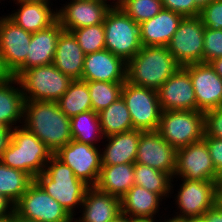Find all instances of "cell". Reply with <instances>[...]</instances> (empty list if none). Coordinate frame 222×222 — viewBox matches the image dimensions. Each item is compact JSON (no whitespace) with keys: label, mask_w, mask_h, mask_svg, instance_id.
I'll use <instances>...</instances> for the list:
<instances>
[{"label":"cell","mask_w":222,"mask_h":222,"mask_svg":"<svg viewBox=\"0 0 222 222\" xmlns=\"http://www.w3.org/2000/svg\"><path fill=\"white\" fill-rule=\"evenodd\" d=\"M22 126L38 137L52 154L72 140L70 118L57 102L25 101Z\"/></svg>","instance_id":"cell-1"},{"label":"cell","mask_w":222,"mask_h":222,"mask_svg":"<svg viewBox=\"0 0 222 222\" xmlns=\"http://www.w3.org/2000/svg\"><path fill=\"white\" fill-rule=\"evenodd\" d=\"M44 191L53 197L74 218L81 208L89 186L79 180L73 170L54 154L45 166L44 172L34 179ZM76 210V211H75Z\"/></svg>","instance_id":"cell-2"},{"label":"cell","mask_w":222,"mask_h":222,"mask_svg":"<svg viewBox=\"0 0 222 222\" xmlns=\"http://www.w3.org/2000/svg\"><path fill=\"white\" fill-rule=\"evenodd\" d=\"M180 67L166 46H142L127 63V81L157 91Z\"/></svg>","instance_id":"cell-3"},{"label":"cell","mask_w":222,"mask_h":222,"mask_svg":"<svg viewBox=\"0 0 222 222\" xmlns=\"http://www.w3.org/2000/svg\"><path fill=\"white\" fill-rule=\"evenodd\" d=\"M52 155L38 137L18 124L12 131L11 141L0 161L8 167L24 171L35 179L44 172Z\"/></svg>","instance_id":"cell-4"},{"label":"cell","mask_w":222,"mask_h":222,"mask_svg":"<svg viewBox=\"0 0 222 222\" xmlns=\"http://www.w3.org/2000/svg\"><path fill=\"white\" fill-rule=\"evenodd\" d=\"M25 101L57 102L73 79L63 74L53 63L31 67L17 77Z\"/></svg>","instance_id":"cell-5"},{"label":"cell","mask_w":222,"mask_h":222,"mask_svg":"<svg viewBox=\"0 0 222 222\" xmlns=\"http://www.w3.org/2000/svg\"><path fill=\"white\" fill-rule=\"evenodd\" d=\"M105 49L128 63L142 48L139 24L121 9H110L104 19Z\"/></svg>","instance_id":"cell-6"},{"label":"cell","mask_w":222,"mask_h":222,"mask_svg":"<svg viewBox=\"0 0 222 222\" xmlns=\"http://www.w3.org/2000/svg\"><path fill=\"white\" fill-rule=\"evenodd\" d=\"M157 131L176 149L201 141L205 134L204 112L197 110L162 111Z\"/></svg>","instance_id":"cell-7"},{"label":"cell","mask_w":222,"mask_h":222,"mask_svg":"<svg viewBox=\"0 0 222 222\" xmlns=\"http://www.w3.org/2000/svg\"><path fill=\"white\" fill-rule=\"evenodd\" d=\"M121 97L129 110L135 130L154 131L158 129L162 109L156 90L133 85L126 80Z\"/></svg>","instance_id":"cell-8"},{"label":"cell","mask_w":222,"mask_h":222,"mask_svg":"<svg viewBox=\"0 0 222 222\" xmlns=\"http://www.w3.org/2000/svg\"><path fill=\"white\" fill-rule=\"evenodd\" d=\"M14 212L36 222H73V217L35 180L14 205Z\"/></svg>","instance_id":"cell-9"},{"label":"cell","mask_w":222,"mask_h":222,"mask_svg":"<svg viewBox=\"0 0 222 222\" xmlns=\"http://www.w3.org/2000/svg\"><path fill=\"white\" fill-rule=\"evenodd\" d=\"M181 180L177 193L174 195V218L183 220L186 218L203 217V214L216 203V181Z\"/></svg>","instance_id":"cell-10"},{"label":"cell","mask_w":222,"mask_h":222,"mask_svg":"<svg viewBox=\"0 0 222 222\" xmlns=\"http://www.w3.org/2000/svg\"><path fill=\"white\" fill-rule=\"evenodd\" d=\"M204 31L199 16L183 17L180 21L166 47L181 67L203 62Z\"/></svg>","instance_id":"cell-11"},{"label":"cell","mask_w":222,"mask_h":222,"mask_svg":"<svg viewBox=\"0 0 222 222\" xmlns=\"http://www.w3.org/2000/svg\"><path fill=\"white\" fill-rule=\"evenodd\" d=\"M71 140L61 147L54 155L68 165L75 176L95 187L101 171V148Z\"/></svg>","instance_id":"cell-12"},{"label":"cell","mask_w":222,"mask_h":222,"mask_svg":"<svg viewBox=\"0 0 222 222\" xmlns=\"http://www.w3.org/2000/svg\"><path fill=\"white\" fill-rule=\"evenodd\" d=\"M217 176L206 142L203 139L177 149L173 178L216 181Z\"/></svg>","instance_id":"cell-13"},{"label":"cell","mask_w":222,"mask_h":222,"mask_svg":"<svg viewBox=\"0 0 222 222\" xmlns=\"http://www.w3.org/2000/svg\"><path fill=\"white\" fill-rule=\"evenodd\" d=\"M183 68L190 74L192 80L197 111L222 108V78L210 63L189 64Z\"/></svg>","instance_id":"cell-14"},{"label":"cell","mask_w":222,"mask_h":222,"mask_svg":"<svg viewBox=\"0 0 222 222\" xmlns=\"http://www.w3.org/2000/svg\"><path fill=\"white\" fill-rule=\"evenodd\" d=\"M177 149L166 142L157 130L140 131L136 162L168 173L172 178Z\"/></svg>","instance_id":"cell-15"},{"label":"cell","mask_w":222,"mask_h":222,"mask_svg":"<svg viewBox=\"0 0 222 222\" xmlns=\"http://www.w3.org/2000/svg\"><path fill=\"white\" fill-rule=\"evenodd\" d=\"M32 33L13 22L7 15L0 17V54L13 75L25 62Z\"/></svg>","instance_id":"cell-16"},{"label":"cell","mask_w":222,"mask_h":222,"mask_svg":"<svg viewBox=\"0 0 222 222\" xmlns=\"http://www.w3.org/2000/svg\"><path fill=\"white\" fill-rule=\"evenodd\" d=\"M162 111L197 110L190 74L180 67L157 90Z\"/></svg>","instance_id":"cell-17"},{"label":"cell","mask_w":222,"mask_h":222,"mask_svg":"<svg viewBox=\"0 0 222 222\" xmlns=\"http://www.w3.org/2000/svg\"><path fill=\"white\" fill-rule=\"evenodd\" d=\"M56 9L57 21L69 32L103 23L110 10L101 0H69Z\"/></svg>","instance_id":"cell-18"},{"label":"cell","mask_w":222,"mask_h":222,"mask_svg":"<svg viewBox=\"0 0 222 222\" xmlns=\"http://www.w3.org/2000/svg\"><path fill=\"white\" fill-rule=\"evenodd\" d=\"M81 80L125 82L127 63L107 49L85 55Z\"/></svg>","instance_id":"cell-19"},{"label":"cell","mask_w":222,"mask_h":222,"mask_svg":"<svg viewBox=\"0 0 222 222\" xmlns=\"http://www.w3.org/2000/svg\"><path fill=\"white\" fill-rule=\"evenodd\" d=\"M64 28L56 21L54 24L32 33L31 43L27 52L26 62L13 74L18 77L23 71L53 63L58 38Z\"/></svg>","instance_id":"cell-20"},{"label":"cell","mask_w":222,"mask_h":222,"mask_svg":"<svg viewBox=\"0 0 222 222\" xmlns=\"http://www.w3.org/2000/svg\"><path fill=\"white\" fill-rule=\"evenodd\" d=\"M15 4L18 9L7 16L27 32H38L57 21V9L42 0H18Z\"/></svg>","instance_id":"cell-21"},{"label":"cell","mask_w":222,"mask_h":222,"mask_svg":"<svg viewBox=\"0 0 222 222\" xmlns=\"http://www.w3.org/2000/svg\"><path fill=\"white\" fill-rule=\"evenodd\" d=\"M79 210L82 214L73 222H110L121 212V198L89 187Z\"/></svg>","instance_id":"cell-22"},{"label":"cell","mask_w":222,"mask_h":222,"mask_svg":"<svg viewBox=\"0 0 222 222\" xmlns=\"http://www.w3.org/2000/svg\"><path fill=\"white\" fill-rule=\"evenodd\" d=\"M182 19L181 14L163 8L153 18L140 23L142 46H167Z\"/></svg>","instance_id":"cell-23"},{"label":"cell","mask_w":222,"mask_h":222,"mask_svg":"<svg viewBox=\"0 0 222 222\" xmlns=\"http://www.w3.org/2000/svg\"><path fill=\"white\" fill-rule=\"evenodd\" d=\"M139 139L140 130L135 129L105 137V142L102 141L105 147L101 151V165L135 163Z\"/></svg>","instance_id":"cell-24"},{"label":"cell","mask_w":222,"mask_h":222,"mask_svg":"<svg viewBox=\"0 0 222 222\" xmlns=\"http://www.w3.org/2000/svg\"><path fill=\"white\" fill-rule=\"evenodd\" d=\"M162 201L160 195L134 185L121 197V212L133 219L155 220Z\"/></svg>","instance_id":"cell-25"},{"label":"cell","mask_w":222,"mask_h":222,"mask_svg":"<svg viewBox=\"0 0 222 222\" xmlns=\"http://www.w3.org/2000/svg\"><path fill=\"white\" fill-rule=\"evenodd\" d=\"M85 54L72 32L63 30L58 38L53 65L73 80L81 79Z\"/></svg>","instance_id":"cell-26"},{"label":"cell","mask_w":222,"mask_h":222,"mask_svg":"<svg viewBox=\"0 0 222 222\" xmlns=\"http://www.w3.org/2000/svg\"><path fill=\"white\" fill-rule=\"evenodd\" d=\"M24 103V94L16 77L0 83V126L14 129L18 123L22 125Z\"/></svg>","instance_id":"cell-27"},{"label":"cell","mask_w":222,"mask_h":222,"mask_svg":"<svg viewBox=\"0 0 222 222\" xmlns=\"http://www.w3.org/2000/svg\"><path fill=\"white\" fill-rule=\"evenodd\" d=\"M134 186V163L101 165L95 187L105 193L121 198Z\"/></svg>","instance_id":"cell-28"},{"label":"cell","mask_w":222,"mask_h":222,"mask_svg":"<svg viewBox=\"0 0 222 222\" xmlns=\"http://www.w3.org/2000/svg\"><path fill=\"white\" fill-rule=\"evenodd\" d=\"M174 178L168 173L147 165L134 163V185L145 188L148 191L160 195L164 200L172 198L174 193ZM173 192V193H172Z\"/></svg>","instance_id":"cell-29"},{"label":"cell","mask_w":222,"mask_h":222,"mask_svg":"<svg viewBox=\"0 0 222 222\" xmlns=\"http://www.w3.org/2000/svg\"><path fill=\"white\" fill-rule=\"evenodd\" d=\"M98 114L104 137L134 130L131 115L122 97Z\"/></svg>","instance_id":"cell-30"},{"label":"cell","mask_w":222,"mask_h":222,"mask_svg":"<svg viewBox=\"0 0 222 222\" xmlns=\"http://www.w3.org/2000/svg\"><path fill=\"white\" fill-rule=\"evenodd\" d=\"M70 125L72 139L77 142L98 146V141L102 143L100 141L105 138L101 130L99 114L93 110L71 117Z\"/></svg>","instance_id":"cell-31"},{"label":"cell","mask_w":222,"mask_h":222,"mask_svg":"<svg viewBox=\"0 0 222 222\" xmlns=\"http://www.w3.org/2000/svg\"><path fill=\"white\" fill-rule=\"evenodd\" d=\"M57 104L68 118L92 110L90 93L86 81L81 79L73 80L67 91L57 101Z\"/></svg>","instance_id":"cell-32"},{"label":"cell","mask_w":222,"mask_h":222,"mask_svg":"<svg viewBox=\"0 0 222 222\" xmlns=\"http://www.w3.org/2000/svg\"><path fill=\"white\" fill-rule=\"evenodd\" d=\"M34 179L24 171L8 167L0 161V194L14 205L27 191Z\"/></svg>","instance_id":"cell-33"},{"label":"cell","mask_w":222,"mask_h":222,"mask_svg":"<svg viewBox=\"0 0 222 222\" xmlns=\"http://www.w3.org/2000/svg\"><path fill=\"white\" fill-rule=\"evenodd\" d=\"M92 110L96 113L107 108L121 97L124 82L86 81Z\"/></svg>","instance_id":"cell-34"},{"label":"cell","mask_w":222,"mask_h":222,"mask_svg":"<svg viewBox=\"0 0 222 222\" xmlns=\"http://www.w3.org/2000/svg\"><path fill=\"white\" fill-rule=\"evenodd\" d=\"M85 55L105 49L103 23L71 31Z\"/></svg>","instance_id":"cell-35"},{"label":"cell","mask_w":222,"mask_h":222,"mask_svg":"<svg viewBox=\"0 0 222 222\" xmlns=\"http://www.w3.org/2000/svg\"><path fill=\"white\" fill-rule=\"evenodd\" d=\"M163 8L161 0H125L120 9L137 24H140L153 18Z\"/></svg>","instance_id":"cell-36"},{"label":"cell","mask_w":222,"mask_h":222,"mask_svg":"<svg viewBox=\"0 0 222 222\" xmlns=\"http://www.w3.org/2000/svg\"><path fill=\"white\" fill-rule=\"evenodd\" d=\"M203 62L209 63L222 57V29L213 30L205 27L203 40Z\"/></svg>","instance_id":"cell-37"},{"label":"cell","mask_w":222,"mask_h":222,"mask_svg":"<svg viewBox=\"0 0 222 222\" xmlns=\"http://www.w3.org/2000/svg\"><path fill=\"white\" fill-rule=\"evenodd\" d=\"M199 17L205 27L222 29V0H213L201 7Z\"/></svg>","instance_id":"cell-38"},{"label":"cell","mask_w":222,"mask_h":222,"mask_svg":"<svg viewBox=\"0 0 222 222\" xmlns=\"http://www.w3.org/2000/svg\"><path fill=\"white\" fill-rule=\"evenodd\" d=\"M165 9L181 14L183 17L199 16L201 7L195 0H161Z\"/></svg>","instance_id":"cell-39"},{"label":"cell","mask_w":222,"mask_h":222,"mask_svg":"<svg viewBox=\"0 0 222 222\" xmlns=\"http://www.w3.org/2000/svg\"><path fill=\"white\" fill-rule=\"evenodd\" d=\"M205 135L222 139V108L204 112Z\"/></svg>","instance_id":"cell-40"},{"label":"cell","mask_w":222,"mask_h":222,"mask_svg":"<svg viewBox=\"0 0 222 222\" xmlns=\"http://www.w3.org/2000/svg\"><path fill=\"white\" fill-rule=\"evenodd\" d=\"M203 140L206 142L217 175L222 174V139L204 134Z\"/></svg>","instance_id":"cell-41"},{"label":"cell","mask_w":222,"mask_h":222,"mask_svg":"<svg viewBox=\"0 0 222 222\" xmlns=\"http://www.w3.org/2000/svg\"><path fill=\"white\" fill-rule=\"evenodd\" d=\"M203 218L206 222H222V204L217 202L203 214Z\"/></svg>","instance_id":"cell-42"},{"label":"cell","mask_w":222,"mask_h":222,"mask_svg":"<svg viewBox=\"0 0 222 222\" xmlns=\"http://www.w3.org/2000/svg\"><path fill=\"white\" fill-rule=\"evenodd\" d=\"M12 131L11 128L0 126V158L11 141Z\"/></svg>","instance_id":"cell-43"},{"label":"cell","mask_w":222,"mask_h":222,"mask_svg":"<svg viewBox=\"0 0 222 222\" xmlns=\"http://www.w3.org/2000/svg\"><path fill=\"white\" fill-rule=\"evenodd\" d=\"M12 213H14V204L4 195L0 194V219Z\"/></svg>","instance_id":"cell-44"},{"label":"cell","mask_w":222,"mask_h":222,"mask_svg":"<svg viewBox=\"0 0 222 222\" xmlns=\"http://www.w3.org/2000/svg\"><path fill=\"white\" fill-rule=\"evenodd\" d=\"M13 75L11 72L6 68L3 58L0 54V83H4L11 79Z\"/></svg>","instance_id":"cell-45"},{"label":"cell","mask_w":222,"mask_h":222,"mask_svg":"<svg viewBox=\"0 0 222 222\" xmlns=\"http://www.w3.org/2000/svg\"><path fill=\"white\" fill-rule=\"evenodd\" d=\"M215 185H216V200L218 203H222V174H218Z\"/></svg>","instance_id":"cell-46"},{"label":"cell","mask_w":222,"mask_h":222,"mask_svg":"<svg viewBox=\"0 0 222 222\" xmlns=\"http://www.w3.org/2000/svg\"><path fill=\"white\" fill-rule=\"evenodd\" d=\"M109 9H120L125 0H101Z\"/></svg>","instance_id":"cell-47"},{"label":"cell","mask_w":222,"mask_h":222,"mask_svg":"<svg viewBox=\"0 0 222 222\" xmlns=\"http://www.w3.org/2000/svg\"><path fill=\"white\" fill-rule=\"evenodd\" d=\"M215 72L222 78V57H218L209 62Z\"/></svg>","instance_id":"cell-48"},{"label":"cell","mask_w":222,"mask_h":222,"mask_svg":"<svg viewBox=\"0 0 222 222\" xmlns=\"http://www.w3.org/2000/svg\"><path fill=\"white\" fill-rule=\"evenodd\" d=\"M134 219L129 215L120 212L116 217H114L110 222H132Z\"/></svg>","instance_id":"cell-49"},{"label":"cell","mask_w":222,"mask_h":222,"mask_svg":"<svg viewBox=\"0 0 222 222\" xmlns=\"http://www.w3.org/2000/svg\"><path fill=\"white\" fill-rule=\"evenodd\" d=\"M182 222H206V221L203 217H195V218L183 219Z\"/></svg>","instance_id":"cell-50"},{"label":"cell","mask_w":222,"mask_h":222,"mask_svg":"<svg viewBox=\"0 0 222 222\" xmlns=\"http://www.w3.org/2000/svg\"><path fill=\"white\" fill-rule=\"evenodd\" d=\"M168 216L169 215H167V219H164V220L162 219V221H161V218L159 220L155 219L154 222H158V221H160V222H182V220H180V219H177V218H174V217L170 218Z\"/></svg>","instance_id":"cell-51"},{"label":"cell","mask_w":222,"mask_h":222,"mask_svg":"<svg viewBox=\"0 0 222 222\" xmlns=\"http://www.w3.org/2000/svg\"><path fill=\"white\" fill-rule=\"evenodd\" d=\"M14 222H36V221H31V220H27V219L21 218L20 216H18L14 212Z\"/></svg>","instance_id":"cell-52"},{"label":"cell","mask_w":222,"mask_h":222,"mask_svg":"<svg viewBox=\"0 0 222 222\" xmlns=\"http://www.w3.org/2000/svg\"><path fill=\"white\" fill-rule=\"evenodd\" d=\"M0 222H14V213L7 217L1 218Z\"/></svg>","instance_id":"cell-53"},{"label":"cell","mask_w":222,"mask_h":222,"mask_svg":"<svg viewBox=\"0 0 222 222\" xmlns=\"http://www.w3.org/2000/svg\"><path fill=\"white\" fill-rule=\"evenodd\" d=\"M200 7H203L206 4H209L213 0H195Z\"/></svg>","instance_id":"cell-54"},{"label":"cell","mask_w":222,"mask_h":222,"mask_svg":"<svg viewBox=\"0 0 222 222\" xmlns=\"http://www.w3.org/2000/svg\"><path fill=\"white\" fill-rule=\"evenodd\" d=\"M132 222H154V220L134 219Z\"/></svg>","instance_id":"cell-55"},{"label":"cell","mask_w":222,"mask_h":222,"mask_svg":"<svg viewBox=\"0 0 222 222\" xmlns=\"http://www.w3.org/2000/svg\"><path fill=\"white\" fill-rule=\"evenodd\" d=\"M42 1H44L45 3H47V4H49V5H52V6H53V4L51 3V0H42Z\"/></svg>","instance_id":"cell-56"}]
</instances>
